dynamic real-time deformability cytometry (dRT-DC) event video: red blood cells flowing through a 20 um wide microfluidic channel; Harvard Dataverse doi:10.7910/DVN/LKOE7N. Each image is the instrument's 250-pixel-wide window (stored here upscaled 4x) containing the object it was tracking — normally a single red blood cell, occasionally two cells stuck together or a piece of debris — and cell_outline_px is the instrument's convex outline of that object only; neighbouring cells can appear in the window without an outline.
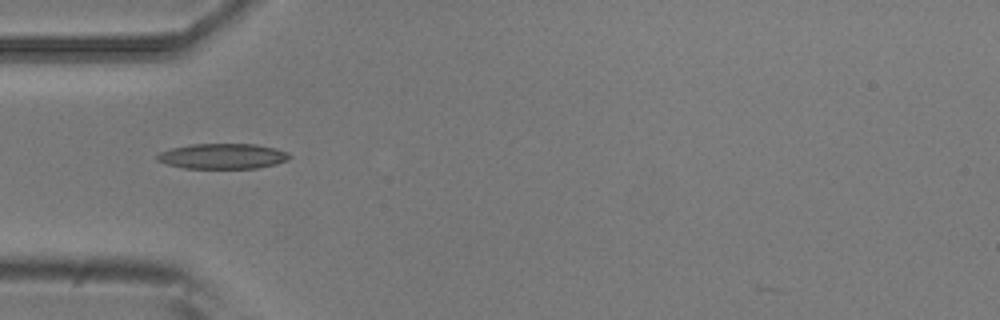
{"species": "common noctule bat (a hibernating species)", "species_latin": "Nyctalus noctula", "temperature_condition": "room temperature", "stored_images_in_passage": 6, "camera_frame_rate_fps": 3000, "um_per_image_px": 0.085, "animal": {"sex": "male", "body_mass_g": 20.5, "forearm_length_mm": 52.5}, "frame": {"image": 1, "passage_image": 5, "time_ms": 1.333, "image_size_px": [1000, 320], "cell_outline_px": [[292, 156], [288, 160], [276, 164], [256, 168], [184, 168], [168, 164], [156, 160], [156, 156], [160, 152], [172, 148], [192, 144], [256, 144], [276, 148], [288, 152]], "centroid_in_image_um": [18.96, 13.27], "position_along_channel_um": 66.0, "area_um2": 19.54}}
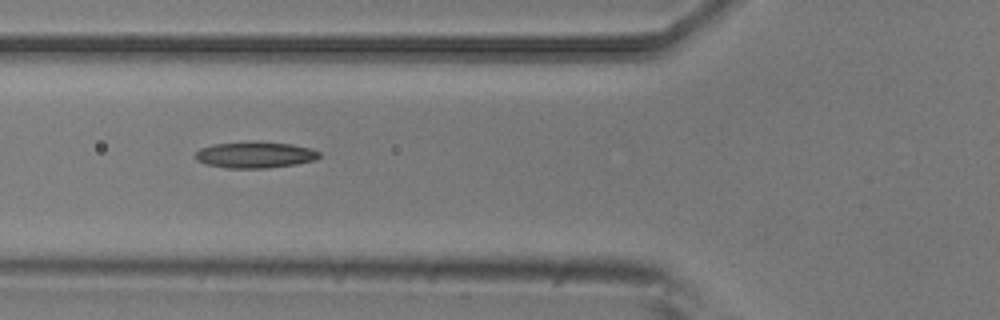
{"frame": {"image": 2, "passage_image": 6, "time_ms": 1.667, "image_size_px": [1000, 320], "cell_outline_px": [[320, 156], [316, 160], [296, 164], [268, 168], [224, 168], [204, 164], [196, 160], [196, 152], [200, 148], [216, 144], [256, 140], [292, 144], [312, 148], [320, 152]], "centroid_in_image_um": [21.7, 13.15], "position_along_channel_um": 104.1, "area_um2": 19.36}}